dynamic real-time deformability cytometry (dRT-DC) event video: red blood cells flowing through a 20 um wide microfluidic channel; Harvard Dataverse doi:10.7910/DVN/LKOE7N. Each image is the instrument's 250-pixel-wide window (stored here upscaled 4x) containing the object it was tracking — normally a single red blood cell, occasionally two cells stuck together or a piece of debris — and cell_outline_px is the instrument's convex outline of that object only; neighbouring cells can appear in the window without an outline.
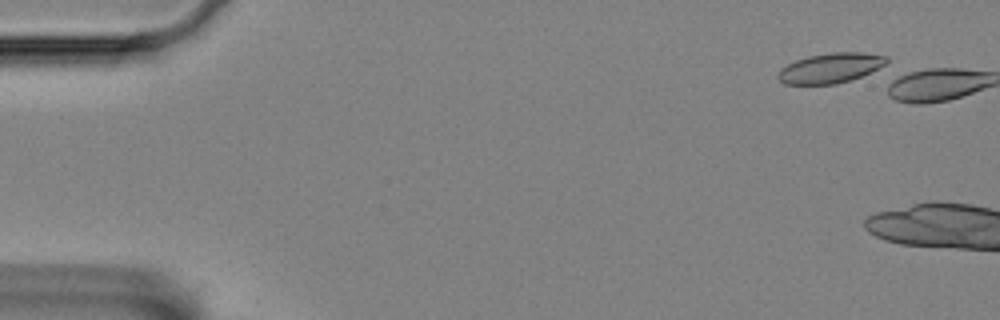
{"species": "Egyptian fruit bat (a non-hibernating species)", "species_latin": "Rousettus aegyptiacus", "temperature_condition": "room temperature", "stored_images_in_passage": 2, "camera_frame_rate_fps": 3000, "um_per_image_px": 0.085, "animal": {"sex": "female"}, "frame": {"image": 1, "passage_image": 1, "time_ms": 0.0, "image_size_px": [1000, 320], "cell_outline_px": [[888, 60], [884, 64], [860, 76], [836, 84], [784, 84], [776, 76], [780, 68], [796, 60], [808, 56], [832, 52], [860, 52], [888, 56]], "centroid_in_image_um": [70.53, 5.77], "position_along_channel_um": 14.5, "area_um2": 18.67}}